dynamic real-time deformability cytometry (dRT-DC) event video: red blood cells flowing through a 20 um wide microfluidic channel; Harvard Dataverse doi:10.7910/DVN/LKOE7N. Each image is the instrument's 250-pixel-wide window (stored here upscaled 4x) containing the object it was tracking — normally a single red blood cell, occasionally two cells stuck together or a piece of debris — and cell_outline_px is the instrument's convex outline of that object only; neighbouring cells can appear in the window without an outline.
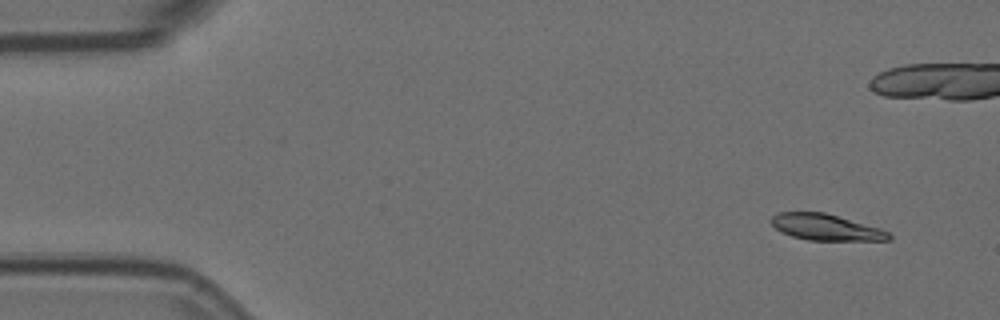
{"species": "Egyptian fruit bat (a non-hibernating species)", "species_latin": "Rousettus aegyptiacus", "temperature_condition": "room temperature", "stored_images_in_passage": 8, "camera_frame_rate_fps": 3000, "um_per_image_px": 0.085, "animal": {"sex": "female"}, "frame": {"image": 1, "passage_image": 2, "time_ms": 0.333, "image_size_px": [1000, 320], "cell_outline_px": [[892, 240], [808, 240], [792, 236], [780, 232], [768, 220], [776, 212], [824, 212], [880, 228], [888, 232], [892, 236]], "centroid_in_image_um": [70.16, 19.31], "position_along_channel_um": 14.8, "area_um2": 17.98}}
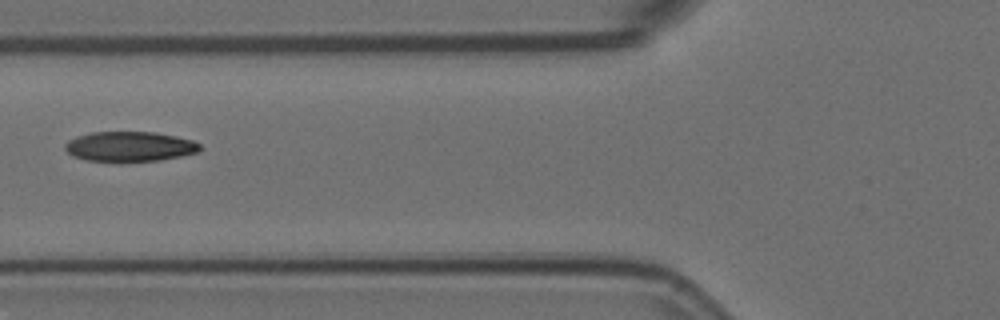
{"frame": {"image": 2, "passage_image": 8, "time_ms": 2.333, "image_size_px": [1000, 320], "cell_outline_px": [[200, 152], [160, 160], [120, 164], [88, 160], [72, 156], [64, 148], [64, 144], [68, 140], [76, 136], [92, 132], [156, 132], [176, 136], [192, 140], [200, 144]], "centroid_in_image_um": [11.0, 12.48], "position_along_channel_um": 114.8, "area_um2": 24.28}}